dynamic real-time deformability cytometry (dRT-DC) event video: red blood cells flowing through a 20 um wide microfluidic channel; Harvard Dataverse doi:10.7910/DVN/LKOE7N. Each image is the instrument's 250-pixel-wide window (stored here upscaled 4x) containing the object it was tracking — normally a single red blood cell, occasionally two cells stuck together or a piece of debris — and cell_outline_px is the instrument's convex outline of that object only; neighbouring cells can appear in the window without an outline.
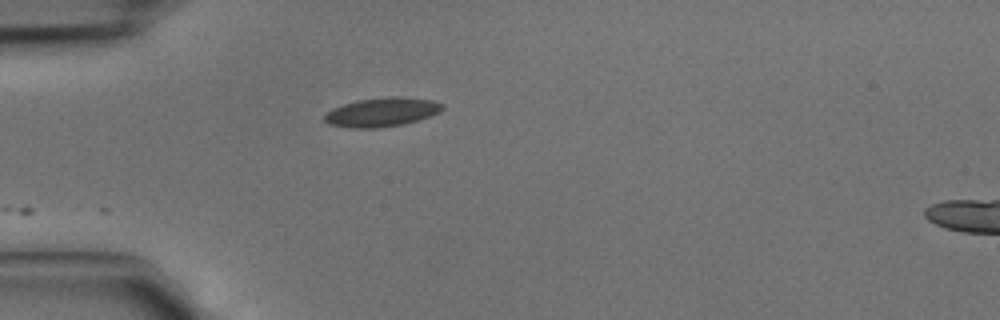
{"species": "common noctule bat (a hibernating species)", "species_latin": "Nyctalus noctula", "temperature_condition": "cold", "stored_images_in_passage": 2, "camera_frame_rate_fps": 3000, "um_per_image_px": 0.085, "animal": {"sex": "male", "body_mass_g": 15.6}, "frame": {"image": 1, "passage_image": 2, "time_ms": 0.333, "image_size_px": [1000, 320], "cell_outline_px": [[444, 108], [440, 112], [404, 124], [376, 128], [352, 128], [328, 124], [324, 120], [324, 116], [332, 108], [356, 100], [388, 96], [400, 96], [432, 100], [444, 104]], "centroid_in_image_um": [32.46, 9.52], "position_along_channel_um": 52.5, "area_um2": 19.94}}